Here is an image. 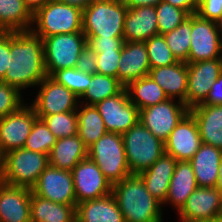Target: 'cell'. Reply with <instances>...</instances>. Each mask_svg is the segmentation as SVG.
I'll list each match as a JSON object with an SVG mask.
<instances>
[{
    "label": "cell",
    "instance_id": "cell-55",
    "mask_svg": "<svg viewBox=\"0 0 222 222\" xmlns=\"http://www.w3.org/2000/svg\"><path fill=\"white\" fill-rule=\"evenodd\" d=\"M221 210H222V192H221Z\"/></svg>",
    "mask_w": 222,
    "mask_h": 222
},
{
    "label": "cell",
    "instance_id": "cell-27",
    "mask_svg": "<svg viewBox=\"0 0 222 222\" xmlns=\"http://www.w3.org/2000/svg\"><path fill=\"white\" fill-rule=\"evenodd\" d=\"M87 158V147L78 135L58 138L49 154V165L62 170L72 169Z\"/></svg>",
    "mask_w": 222,
    "mask_h": 222
},
{
    "label": "cell",
    "instance_id": "cell-31",
    "mask_svg": "<svg viewBox=\"0 0 222 222\" xmlns=\"http://www.w3.org/2000/svg\"><path fill=\"white\" fill-rule=\"evenodd\" d=\"M125 88L130 101L139 110L169 99L164 90L149 75L130 82Z\"/></svg>",
    "mask_w": 222,
    "mask_h": 222
},
{
    "label": "cell",
    "instance_id": "cell-46",
    "mask_svg": "<svg viewBox=\"0 0 222 222\" xmlns=\"http://www.w3.org/2000/svg\"><path fill=\"white\" fill-rule=\"evenodd\" d=\"M202 104L222 105V73L218 80L212 85L207 99Z\"/></svg>",
    "mask_w": 222,
    "mask_h": 222
},
{
    "label": "cell",
    "instance_id": "cell-29",
    "mask_svg": "<svg viewBox=\"0 0 222 222\" xmlns=\"http://www.w3.org/2000/svg\"><path fill=\"white\" fill-rule=\"evenodd\" d=\"M31 222H76V205L52 202L31 192Z\"/></svg>",
    "mask_w": 222,
    "mask_h": 222
},
{
    "label": "cell",
    "instance_id": "cell-54",
    "mask_svg": "<svg viewBox=\"0 0 222 222\" xmlns=\"http://www.w3.org/2000/svg\"><path fill=\"white\" fill-rule=\"evenodd\" d=\"M214 222H222V210L217 214Z\"/></svg>",
    "mask_w": 222,
    "mask_h": 222
},
{
    "label": "cell",
    "instance_id": "cell-53",
    "mask_svg": "<svg viewBox=\"0 0 222 222\" xmlns=\"http://www.w3.org/2000/svg\"><path fill=\"white\" fill-rule=\"evenodd\" d=\"M3 159H4V155L0 151V182L3 177Z\"/></svg>",
    "mask_w": 222,
    "mask_h": 222
},
{
    "label": "cell",
    "instance_id": "cell-26",
    "mask_svg": "<svg viewBox=\"0 0 222 222\" xmlns=\"http://www.w3.org/2000/svg\"><path fill=\"white\" fill-rule=\"evenodd\" d=\"M76 222H125L112 194L76 205Z\"/></svg>",
    "mask_w": 222,
    "mask_h": 222
},
{
    "label": "cell",
    "instance_id": "cell-14",
    "mask_svg": "<svg viewBox=\"0 0 222 222\" xmlns=\"http://www.w3.org/2000/svg\"><path fill=\"white\" fill-rule=\"evenodd\" d=\"M187 72L186 106L191 109L207 99L212 85L222 73V58L187 63Z\"/></svg>",
    "mask_w": 222,
    "mask_h": 222
},
{
    "label": "cell",
    "instance_id": "cell-7",
    "mask_svg": "<svg viewBox=\"0 0 222 222\" xmlns=\"http://www.w3.org/2000/svg\"><path fill=\"white\" fill-rule=\"evenodd\" d=\"M82 18L81 9L51 0L33 15V24L36 23L37 29L31 30L42 39L63 33L82 32Z\"/></svg>",
    "mask_w": 222,
    "mask_h": 222
},
{
    "label": "cell",
    "instance_id": "cell-20",
    "mask_svg": "<svg viewBox=\"0 0 222 222\" xmlns=\"http://www.w3.org/2000/svg\"><path fill=\"white\" fill-rule=\"evenodd\" d=\"M32 190L0 182V222H31Z\"/></svg>",
    "mask_w": 222,
    "mask_h": 222
},
{
    "label": "cell",
    "instance_id": "cell-19",
    "mask_svg": "<svg viewBox=\"0 0 222 222\" xmlns=\"http://www.w3.org/2000/svg\"><path fill=\"white\" fill-rule=\"evenodd\" d=\"M117 72L118 80L126 87L150 72V63L145 42L125 41L121 49Z\"/></svg>",
    "mask_w": 222,
    "mask_h": 222
},
{
    "label": "cell",
    "instance_id": "cell-30",
    "mask_svg": "<svg viewBox=\"0 0 222 222\" xmlns=\"http://www.w3.org/2000/svg\"><path fill=\"white\" fill-rule=\"evenodd\" d=\"M33 14L26 7L23 0H0V31L31 30Z\"/></svg>",
    "mask_w": 222,
    "mask_h": 222
},
{
    "label": "cell",
    "instance_id": "cell-17",
    "mask_svg": "<svg viewBox=\"0 0 222 222\" xmlns=\"http://www.w3.org/2000/svg\"><path fill=\"white\" fill-rule=\"evenodd\" d=\"M202 140L193 115L188 112L164 142L165 153L177 161H189L200 148Z\"/></svg>",
    "mask_w": 222,
    "mask_h": 222
},
{
    "label": "cell",
    "instance_id": "cell-13",
    "mask_svg": "<svg viewBox=\"0 0 222 222\" xmlns=\"http://www.w3.org/2000/svg\"><path fill=\"white\" fill-rule=\"evenodd\" d=\"M71 172L77 204L111 194L112 184L96 163L88 157L80 161Z\"/></svg>",
    "mask_w": 222,
    "mask_h": 222
},
{
    "label": "cell",
    "instance_id": "cell-1",
    "mask_svg": "<svg viewBox=\"0 0 222 222\" xmlns=\"http://www.w3.org/2000/svg\"><path fill=\"white\" fill-rule=\"evenodd\" d=\"M10 65L2 82L19 91L46 76L43 39L32 30L10 32Z\"/></svg>",
    "mask_w": 222,
    "mask_h": 222
},
{
    "label": "cell",
    "instance_id": "cell-43",
    "mask_svg": "<svg viewBox=\"0 0 222 222\" xmlns=\"http://www.w3.org/2000/svg\"><path fill=\"white\" fill-rule=\"evenodd\" d=\"M197 14L216 22L222 16V0H199Z\"/></svg>",
    "mask_w": 222,
    "mask_h": 222
},
{
    "label": "cell",
    "instance_id": "cell-47",
    "mask_svg": "<svg viewBox=\"0 0 222 222\" xmlns=\"http://www.w3.org/2000/svg\"><path fill=\"white\" fill-rule=\"evenodd\" d=\"M169 4L186 11L189 15L196 14L199 0H164Z\"/></svg>",
    "mask_w": 222,
    "mask_h": 222
},
{
    "label": "cell",
    "instance_id": "cell-5",
    "mask_svg": "<svg viewBox=\"0 0 222 222\" xmlns=\"http://www.w3.org/2000/svg\"><path fill=\"white\" fill-rule=\"evenodd\" d=\"M87 157L96 163L112 185L131 175L122 134L105 133L87 148Z\"/></svg>",
    "mask_w": 222,
    "mask_h": 222
},
{
    "label": "cell",
    "instance_id": "cell-4",
    "mask_svg": "<svg viewBox=\"0 0 222 222\" xmlns=\"http://www.w3.org/2000/svg\"><path fill=\"white\" fill-rule=\"evenodd\" d=\"M122 138L131 174H140L147 170L165 153L164 142L140 121L123 133Z\"/></svg>",
    "mask_w": 222,
    "mask_h": 222
},
{
    "label": "cell",
    "instance_id": "cell-9",
    "mask_svg": "<svg viewBox=\"0 0 222 222\" xmlns=\"http://www.w3.org/2000/svg\"><path fill=\"white\" fill-rule=\"evenodd\" d=\"M189 112V108L179 100L173 103L172 98L139 110V121L157 138L165 142L171 131Z\"/></svg>",
    "mask_w": 222,
    "mask_h": 222
},
{
    "label": "cell",
    "instance_id": "cell-21",
    "mask_svg": "<svg viewBox=\"0 0 222 222\" xmlns=\"http://www.w3.org/2000/svg\"><path fill=\"white\" fill-rule=\"evenodd\" d=\"M158 34L155 7L128 8L124 22V41L145 42Z\"/></svg>",
    "mask_w": 222,
    "mask_h": 222
},
{
    "label": "cell",
    "instance_id": "cell-12",
    "mask_svg": "<svg viewBox=\"0 0 222 222\" xmlns=\"http://www.w3.org/2000/svg\"><path fill=\"white\" fill-rule=\"evenodd\" d=\"M188 63L222 58V44L214 21L191 14V35ZM221 55V56H220Z\"/></svg>",
    "mask_w": 222,
    "mask_h": 222
},
{
    "label": "cell",
    "instance_id": "cell-51",
    "mask_svg": "<svg viewBox=\"0 0 222 222\" xmlns=\"http://www.w3.org/2000/svg\"><path fill=\"white\" fill-rule=\"evenodd\" d=\"M219 177H218V182H217V185H216V188L222 192V157H221V160H220V164H219Z\"/></svg>",
    "mask_w": 222,
    "mask_h": 222
},
{
    "label": "cell",
    "instance_id": "cell-18",
    "mask_svg": "<svg viewBox=\"0 0 222 222\" xmlns=\"http://www.w3.org/2000/svg\"><path fill=\"white\" fill-rule=\"evenodd\" d=\"M221 211V192L216 187H198L178 212L181 222H214Z\"/></svg>",
    "mask_w": 222,
    "mask_h": 222
},
{
    "label": "cell",
    "instance_id": "cell-28",
    "mask_svg": "<svg viewBox=\"0 0 222 222\" xmlns=\"http://www.w3.org/2000/svg\"><path fill=\"white\" fill-rule=\"evenodd\" d=\"M198 188L192 164L189 161H177L170 181L169 191L164 203H172L180 211L190 194Z\"/></svg>",
    "mask_w": 222,
    "mask_h": 222
},
{
    "label": "cell",
    "instance_id": "cell-40",
    "mask_svg": "<svg viewBox=\"0 0 222 222\" xmlns=\"http://www.w3.org/2000/svg\"><path fill=\"white\" fill-rule=\"evenodd\" d=\"M22 102L18 89L0 81V118L17 111L23 105Z\"/></svg>",
    "mask_w": 222,
    "mask_h": 222
},
{
    "label": "cell",
    "instance_id": "cell-22",
    "mask_svg": "<svg viewBox=\"0 0 222 222\" xmlns=\"http://www.w3.org/2000/svg\"><path fill=\"white\" fill-rule=\"evenodd\" d=\"M177 160L166 153L147 170L138 174L148 192L162 204L166 201Z\"/></svg>",
    "mask_w": 222,
    "mask_h": 222
},
{
    "label": "cell",
    "instance_id": "cell-44",
    "mask_svg": "<svg viewBox=\"0 0 222 222\" xmlns=\"http://www.w3.org/2000/svg\"><path fill=\"white\" fill-rule=\"evenodd\" d=\"M96 61V52L89 45H86L79 55L75 68L92 75L97 73Z\"/></svg>",
    "mask_w": 222,
    "mask_h": 222
},
{
    "label": "cell",
    "instance_id": "cell-36",
    "mask_svg": "<svg viewBox=\"0 0 222 222\" xmlns=\"http://www.w3.org/2000/svg\"><path fill=\"white\" fill-rule=\"evenodd\" d=\"M42 119L57 139L78 135V118L76 111L48 115Z\"/></svg>",
    "mask_w": 222,
    "mask_h": 222
},
{
    "label": "cell",
    "instance_id": "cell-39",
    "mask_svg": "<svg viewBox=\"0 0 222 222\" xmlns=\"http://www.w3.org/2000/svg\"><path fill=\"white\" fill-rule=\"evenodd\" d=\"M51 77L79 98L85 93L91 82V74L82 72L76 68L58 70Z\"/></svg>",
    "mask_w": 222,
    "mask_h": 222
},
{
    "label": "cell",
    "instance_id": "cell-16",
    "mask_svg": "<svg viewBox=\"0 0 222 222\" xmlns=\"http://www.w3.org/2000/svg\"><path fill=\"white\" fill-rule=\"evenodd\" d=\"M37 118L32 106L25 105L0 118V151L3 155L24 147Z\"/></svg>",
    "mask_w": 222,
    "mask_h": 222
},
{
    "label": "cell",
    "instance_id": "cell-23",
    "mask_svg": "<svg viewBox=\"0 0 222 222\" xmlns=\"http://www.w3.org/2000/svg\"><path fill=\"white\" fill-rule=\"evenodd\" d=\"M149 76L164 90L168 98L178 99L186 105L188 88L187 63L179 61L169 66L151 68Z\"/></svg>",
    "mask_w": 222,
    "mask_h": 222
},
{
    "label": "cell",
    "instance_id": "cell-32",
    "mask_svg": "<svg viewBox=\"0 0 222 222\" xmlns=\"http://www.w3.org/2000/svg\"><path fill=\"white\" fill-rule=\"evenodd\" d=\"M78 118V136L88 148L108 131L103 118L95 105H85L76 110Z\"/></svg>",
    "mask_w": 222,
    "mask_h": 222
},
{
    "label": "cell",
    "instance_id": "cell-52",
    "mask_svg": "<svg viewBox=\"0 0 222 222\" xmlns=\"http://www.w3.org/2000/svg\"><path fill=\"white\" fill-rule=\"evenodd\" d=\"M215 23L220 37V42L222 44V16Z\"/></svg>",
    "mask_w": 222,
    "mask_h": 222
},
{
    "label": "cell",
    "instance_id": "cell-45",
    "mask_svg": "<svg viewBox=\"0 0 222 222\" xmlns=\"http://www.w3.org/2000/svg\"><path fill=\"white\" fill-rule=\"evenodd\" d=\"M10 32L0 31V81L6 75L10 65Z\"/></svg>",
    "mask_w": 222,
    "mask_h": 222
},
{
    "label": "cell",
    "instance_id": "cell-37",
    "mask_svg": "<svg viewBox=\"0 0 222 222\" xmlns=\"http://www.w3.org/2000/svg\"><path fill=\"white\" fill-rule=\"evenodd\" d=\"M155 10L157 13L159 35L171 32L189 17V14L186 11L169 4L164 0L155 6Z\"/></svg>",
    "mask_w": 222,
    "mask_h": 222
},
{
    "label": "cell",
    "instance_id": "cell-6",
    "mask_svg": "<svg viewBox=\"0 0 222 222\" xmlns=\"http://www.w3.org/2000/svg\"><path fill=\"white\" fill-rule=\"evenodd\" d=\"M49 165V155L24 147L4 154L3 177L6 185L32 188Z\"/></svg>",
    "mask_w": 222,
    "mask_h": 222
},
{
    "label": "cell",
    "instance_id": "cell-3",
    "mask_svg": "<svg viewBox=\"0 0 222 222\" xmlns=\"http://www.w3.org/2000/svg\"><path fill=\"white\" fill-rule=\"evenodd\" d=\"M127 10L123 0H96L83 10L82 32L86 37H124Z\"/></svg>",
    "mask_w": 222,
    "mask_h": 222
},
{
    "label": "cell",
    "instance_id": "cell-15",
    "mask_svg": "<svg viewBox=\"0 0 222 222\" xmlns=\"http://www.w3.org/2000/svg\"><path fill=\"white\" fill-rule=\"evenodd\" d=\"M73 183L71 171L48 165L31 190L35 195L52 202L77 205Z\"/></svg>",
    "mask_w": 222,
    "mask_h": 222
},
{
    "label": "cell",
    "instance_id": "cell-50",
    "mask_svg": "<svg viewBox=\"0 0 222 222\" xmlns=\"http://www.w3.org/2000/svg\"><path fill=\"white\" fill-rule=\"evenodd\" d=\"M58 1L63 2L64 4H68L70 6L77 7L83 11L96 0H58Z\"/></svg>",
    "mask_w": 222,
    "mask_h": 222
},
{
    "label": "cell",
    "instance_id": "cell-49",
    "mask_svg": "<svg viewBox=\"0 0 222 222\" xmlns=\"http://www.w3.org/2000/svg\"><path fill=\"white\" fill-rule=\"evenodd\" d=\"M26 7L34 15L39 9H41L48 1L51 0H23Z\"/></svg>",
    "mask_w": 222,
    "mask_h": 222
},
{
    "label": "cell",
    "instance_id": "cell-48",
    "mask_svg": "<svg viewBox=\"0 0 222 222\" xmlns=\"http://www.w3.org/2000/svg\"><path fill=\"white\" fill-rule=\"evenodd\" d=\"M163 0H123L128 8H138L143 6H157Z\"/></svg>",
    "mask_w": 222,
    "mask_h": 222
},
{
    "label": "cell",
    "instance_id": "cell-25",
    "mask_svg": "<svg viewBox=\"0 0 222 222\" xmlns=\"http://www.w3.org/2000/svg\"><path fill=\"white\" fill-rule=\"evenodd\" d=\"M222 150L202 143L200 148L189 160L198 187H216L219 177V164Z\"/></svg>",
    "mask_w": 222,
    "mask_h": 222
},
{
    "label": "cell",
    "instance_id": "cell-8",
    "mask_svg": "<svg viewBox=\"0 0 222 222\" xmlns=\"http://www.w3.org/2000/svg\"><path fill=\"white\" fill-rule=\"evenodd\" d=\"M44 65L47 76L66 68H75L79 55L87 45L83 32L63 33L43 39Z\"/></svg>",
    "mask_w": 222,
    "mask_h": 222
},
{
    "label": "cell",
    "instance_id": "cell-2",
    "mask_svg": "<svg viewBox=\"0 0 222 222\" xmlns=\"http://www.w3.org/2000/svg\"><path fill=\"white\" fill-rule=\"evenodd\" d=\"M111 194L125 222H162V203L148 192L138 174H131L113 184Z\"/></svg>",
    "mask_w": 222,
    "mask_h": 222
},
{
    "label": "cell",
    "instance_id": "cell-42",
    "mask_svg": "<svg viewBox=\"0 0 222 222\" xmlns=\"http://www.w3.org/2000/svg\"><path fill=\"white\" fill-rule=\"evenodd\" d=\"M89 45L96 53L103 51L121 50L124 44V37H86Z\"/></svg>",
    "mask_w": 222,
    "mask_h": 222
},
{
    "label": "cell",
    "instance_id": "cell-10",
    "mask_svg": "<svg viewBox=\"0 0 222 222\" xmlns=\"http://www.w3.org/2000/svg\"><path fill=\"white\" fill-rule=\"evenodd\" d=\"M39 85L38 95L31 105L38 118L77 110L80 98L51 76H46Z\"/></svg>",
    "mask_w": 222,
    "mask_h": 222
},
{
    "label": "cell",
    "instance_id": "cell-24",
    "mask_svg": "<svg viewBox=\"0 0 222 222\" xmlns=\"http://www.w3.org/2000/svg\"><path fill=\"white\" fill-rule=\"evenodd\" d=\"M189 112L197 122L202 143L222 150V105L199 104Z\"/></svg>",
    "mask_w": 222,
    "mask_h": 222
},
{
    "label": "cell",
    "instance_id": "cell-33",
    "mask_svg": "<svg viewBox=\"0 0 222 222\" xmlns=\"http://www.w3.org/2000/svg\"><path fill=\"white\" fill-rule=\"evenodd\" d=\"M125 86L111 76L98 73L91 75V82L80 98H86V105H96L98 102L119 94Z\"/></svg>",
    "mask_w": 222,
    "mask_h": 222
},
{
    "label": "cell",
    "instance_id": "cell-38",
    "mask_svg": "<svg viewBox=\"0 0 222 222\" xmlns=\"http://www.w3.org/2000/svg\"><path fill=\"white\" fill-rule=\"evenodd\" d=\"M150 68L169 66L179 62L167 46L163 35H155L145 41Z\"/></svg>",
    "mask_w": 222,
    "mask_h": 222
},
{
    "label": "cell",
    "instance_id": "cell-41",
    "mask_svg": "<svg viewBox=\"0 0 222 222\" xmlns=\"http://www.w3.org/2000/svg\"><path fill=\"white\" fill-rule=\"evenodd\" d=\"M97 73L117 78L121 50L103 51L96 53Z\"/></svg>",
    "mask_w": 222,
    "mask_h": 222
},
{
    "label": "cell",
    "instance_id": "cell-11",
    "mask_svg": "<svg viewBox=\"0 0 222 222\" xmlns=\"http://www.w3.org/2000/svg\"><path fill=\"white\" fill-rule=\"evenodd\" d=\"M95 107L108 132L123 134L139 122V109L130 101L126 88L98 102Z\"/></svg>",
    "mask_w": 222,
    "mask_h": 222
},
{
    "label": "cell",
    "instance_id": "cell-34",
    "mask_svg": "<svg viewBox=\"0 0 222 222\" xmlns=\"http://www.w3.org/2000/svg\"><path fill=\"white\" fill-rule=\"evenodd\" d=\"M190 35L191 15H189L188 19H186L178 27L163 35L167 46L171 49L173 55L178 61L188 63V54L191 44Z\"/></svg>",
    "mask_w": 222,
    "mask_h": 222
},
{
    "label": "cell",
    "instance_id": "cell-35",
    "mask_svg": "<svg viewBox=\"0 0 222 222\" xmlns=\"http://www.w3.org/2000/svg\"><path fill=\"white\" fill-rule=\"evenodd\" d=\"M56 140L57 138L49 130L43 119L37 118L26 140L24 148L49 155Z\"/></svg>",
    "mask_w": 222,
    "mask_h": 222
}]
</instances>
